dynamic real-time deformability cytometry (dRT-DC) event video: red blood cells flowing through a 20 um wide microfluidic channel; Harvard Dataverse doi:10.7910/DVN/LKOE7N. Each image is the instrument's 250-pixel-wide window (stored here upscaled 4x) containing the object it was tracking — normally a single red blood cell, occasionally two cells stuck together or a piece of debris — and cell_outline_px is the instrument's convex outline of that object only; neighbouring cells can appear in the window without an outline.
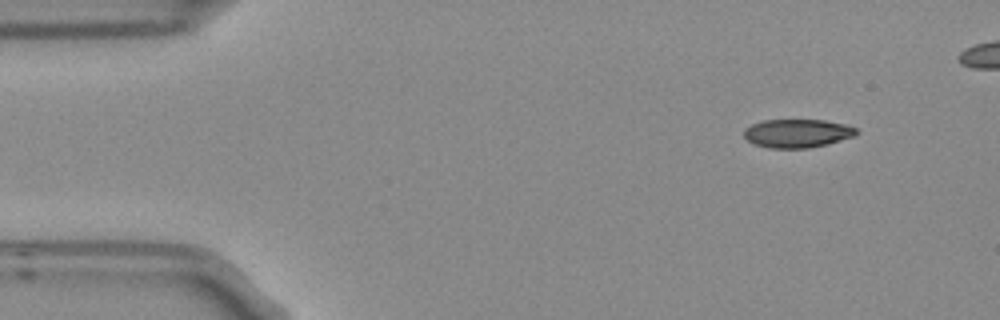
{"species": "Egyptian fruit bat (a non-hibernating species)", "species_latin": "Rousettus aegyptiacus", "temperature_condition": "room temperature", "stored_images_in_passage": 9, "camera_frame_rate_fps": 3000, "um_per_image_px": 0.085, "frame": {"image": 1, "passage_image": 1, "time_ms": 0.0, "image_size_px": [1000, 320], "cell_outline_px": [[860, 132], [856, 136], [828, 144], [808, 148], [772, 148], [756, 144], [748, 140], [744, 136], [744, 128], [752, 124], [764, 120], [824, 120], [844, 124], [856, 128]], "centroid_in_image_um": [67.81, 11.33], "position_along_channel_um": 17.2, "area_um2": 18.67}}
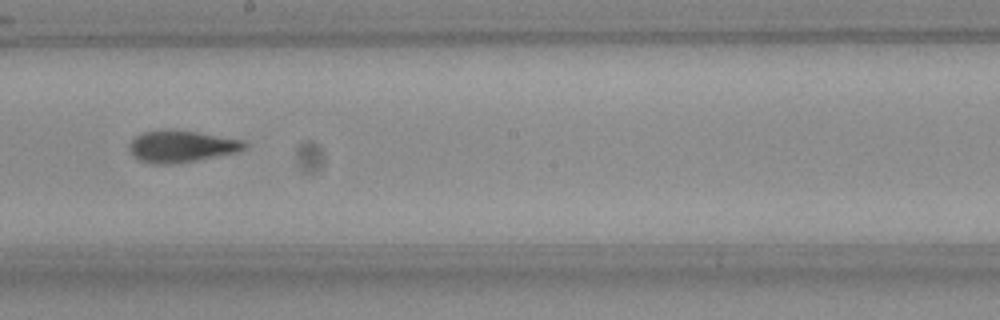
{"frame": {"image": 2, "passage_image": 8, "time_ms": 2.333, "image_size_px": [1000, 320], "cell_outline_px": [[248, 144], [244, 148], [236, 152], [196, 160], [172, 164], [148, 164], [140, 160], [128, 148], [132, 140], [136, 136], [144, 132], [196, 132], [244, 140]], "centroid_in_image_um": [15.45, 12.48], "position_along_channel_um": 232.8, "area_um2": 20.46}}
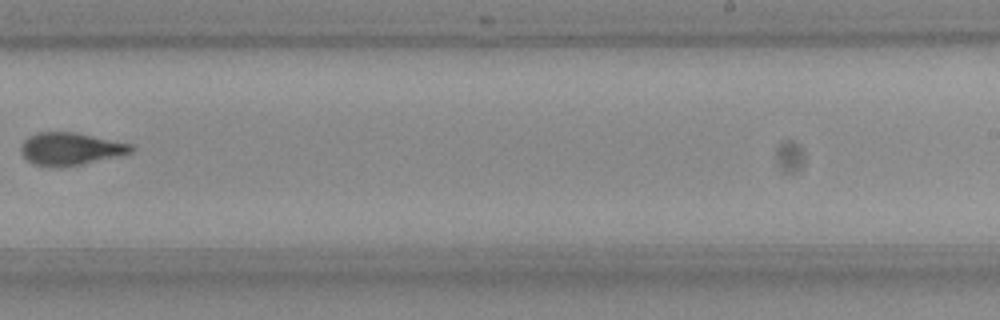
{"frame": {"image": 3, "passage_image": 9, "time_ms": 2.667, "image_size_px": [1000, 320], "cell_outline_px": [[136, 148], [132, 152], [80, 164], [48, 168], [32, 164], [24, 156], [20, 148], [24, 140], [28, 136], [40, 132], [76, 132], [132, 144]], "centroid_in_image_um": [5.96, 12.64], "position_along_channel_um": 283.0, "area_um2": 20.75}}